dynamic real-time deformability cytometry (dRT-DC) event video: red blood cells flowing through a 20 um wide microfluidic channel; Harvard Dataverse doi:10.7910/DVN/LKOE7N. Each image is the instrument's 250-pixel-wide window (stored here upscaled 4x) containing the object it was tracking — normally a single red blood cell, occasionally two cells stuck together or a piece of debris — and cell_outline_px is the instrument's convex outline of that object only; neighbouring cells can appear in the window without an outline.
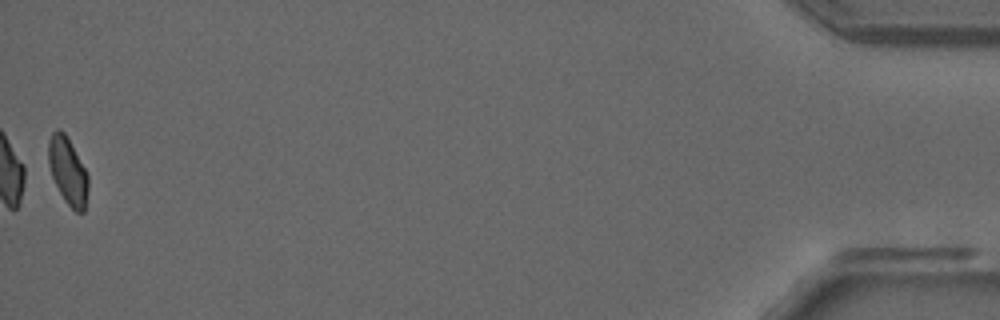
{"species": "common noctule bat (a hibernating species)", "species_latin": "Nyctalus noctula", "temperature_condition": "room temperature", "stored_images_in_passage": 53, "camera_frame_rate_fps": 3000, "um_per_image_px": 0.085, "animal": {"sex": "male", "forearm_length_mm": 52.5}, "frame": {"image": 1, "passage_image": 53, "time_ms": 17.333, "image_size_px": [1000, 320], "cell_outline_px": [[88, 188], [84, 212], [76, 212], [64, 200], [52, 176], [48, 164], [48, 140], [52, 132], [56, 128], [60, 128], [64, 132], [84, 168], [88, 176]], "centroid_in_image_um": [5.74, 14.52], "position_along_channel_um": 429.5, "area_um2": 15.32}, "authors_computed_cell_mechanics": {"area_um2": 16.0106, "velocity_mm_per_s": 3.8733, "shape_relaxation_time_tau1_ms": 5.8781, "shape_relaxation_time_tau2_ms": 1.2661, "deformation_change_tau1": 0.1265, "deformation_change_tau2": 0.0517}}